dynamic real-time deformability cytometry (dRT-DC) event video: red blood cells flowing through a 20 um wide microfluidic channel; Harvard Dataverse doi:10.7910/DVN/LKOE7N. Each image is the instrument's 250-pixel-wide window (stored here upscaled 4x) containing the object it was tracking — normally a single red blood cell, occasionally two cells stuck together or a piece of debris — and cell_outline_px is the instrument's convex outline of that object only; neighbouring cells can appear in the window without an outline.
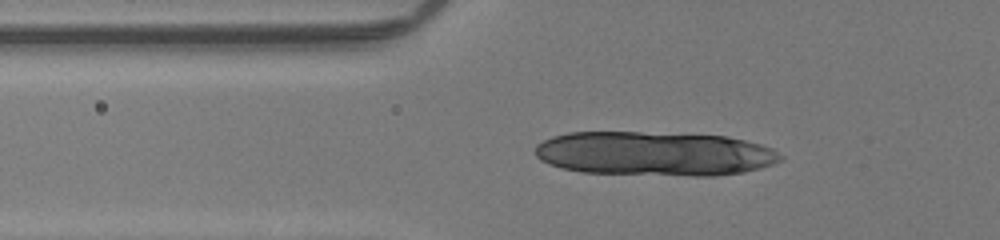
{"species": "human", "species_latin": "Homo sapiens", "temperature_condition": "room temperature", "stored_images_in_passage": 2, "segment_of_instrument_passage": [2, 2], "camera_frame_rate_fps": 3000, "um_per_image_px": 0.085, "donor": {"sex": "male"}, "frame": {"image": 1, "passage_image": 2, "time_ms": 0.333, "image_size_px": [1000, 240], "cell_outline_px": [[744, 168], [732, 172], [600, 172], [572, 168], [556, 164], [540, 156], [544, 144], [548, 140], [560, 136], [580, 132], [628, 132], [720, 136], [736, 140]], "centroid_in_image_um": [54.72, 12.97], "position_along_channel_um": 71.1, "area_um2": 51.38}}